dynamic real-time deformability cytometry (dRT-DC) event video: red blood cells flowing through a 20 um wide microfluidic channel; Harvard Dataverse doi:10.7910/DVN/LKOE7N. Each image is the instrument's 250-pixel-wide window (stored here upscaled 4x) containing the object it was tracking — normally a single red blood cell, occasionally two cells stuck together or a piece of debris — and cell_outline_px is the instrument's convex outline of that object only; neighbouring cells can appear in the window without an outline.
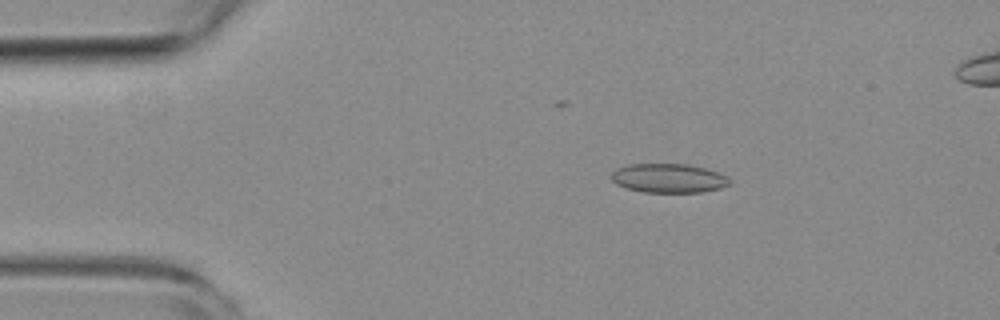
{"species": "common noctule bat (a hibernating species)", "species_latin": "Nyctalus noctula", "temperature_condition": "room temperature", "stored_images_in_passage": 52, "camera_frame_rate_fps": 3000, "um_per_image_px": 0.085, "animal": {"sex": "female", "body_mass_g": 19.3, "forearm_length_mm": 54.1}, "frame": {"image": 1, "passage_image": 9, "time_ms": 2.667, "image_size_px": [1000, 320], "cell_outline_px": [[732, 184], [720, 188], [700, 192], [644, 192], [624, 188], [616, 184], [612, 180], [612, 172], [616, 168], [628, 164], [688, 164], [704, 168], [728, 176], [732, 180]], "centroid_in_image_um": [56.83, 15.15], "position_along_channel_um": 28.2, "area_um2": 20.17}}
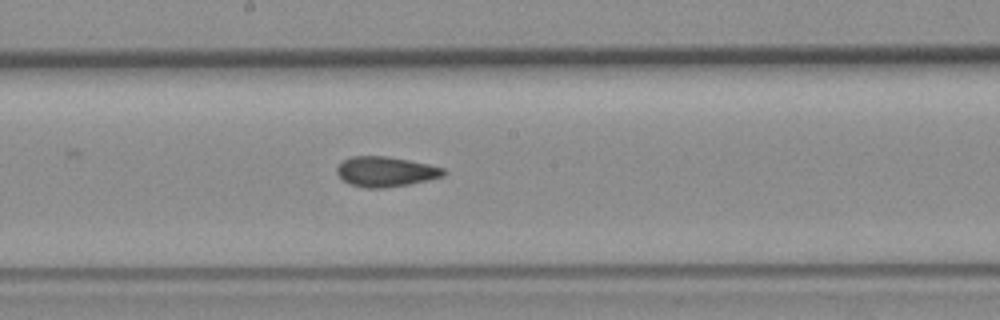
{"frame": {"image": 2, "passage_image": 28, "time_ms": 9.0, "image_size_px": [1000, 320], "cell_outline_px": [[448, 172], [444, 176], [428, 180], [408, 184], [384, 188], [364, 188], [348, 184], [336, 172], [336, 168], [340, 160], [352, 156], [384, 156], [408, 160], [428, 164], [444, 168]], "centroid_in_image_um": [32.76, 14.59], "position_along_channel_um": 215.4, "area_um2": 18.84}}
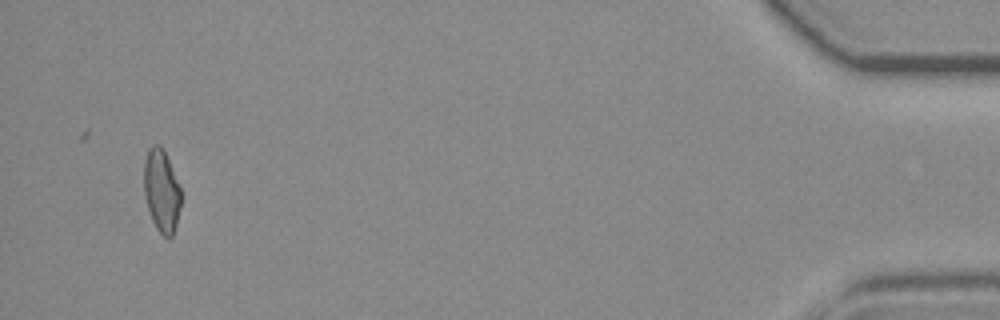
{"frame": {"image": 3, "passage_image": 51, "time_ms": 16.667, "image_size_px": [1000, 320], "cell_outline_px": [[180, 204], [176, 224], [172, 236], [168, 240], [156, 228], [152, 220], [144, 196], [144, 160], [148, 148], [152, 144], [160, 144], [168, 160], [180, 188]], "centroid_in_image_um": [13.7, 16.21], "position_along_channel_um": 421.5, "area_um2": 17.63}}